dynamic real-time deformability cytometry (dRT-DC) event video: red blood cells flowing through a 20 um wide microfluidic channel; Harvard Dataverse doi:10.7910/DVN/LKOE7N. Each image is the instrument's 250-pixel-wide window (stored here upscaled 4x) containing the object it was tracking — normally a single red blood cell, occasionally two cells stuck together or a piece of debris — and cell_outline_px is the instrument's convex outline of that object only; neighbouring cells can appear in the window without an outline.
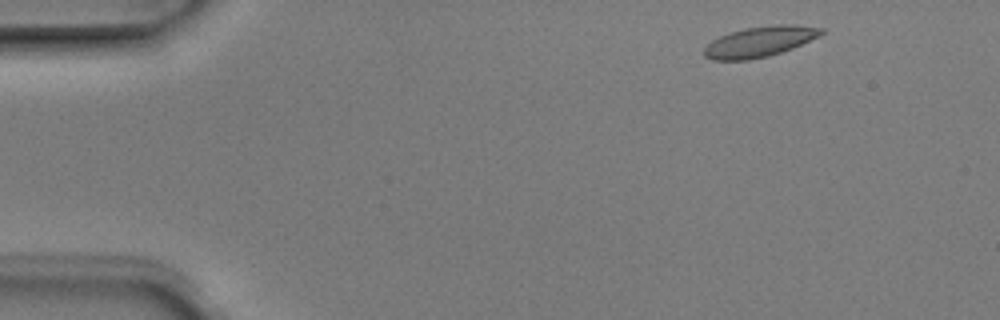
{"species": "Egyptian fruit bat (a non-hibernating species)", "species_latin": "Rousettus aegyptiacus", "temperature_condition": "room temperature", "stored_images_in_passage": 6, "camera_frame_rate_fps": 3000, "um_per_image_px": 0.085, "animal": {"sex": "male"}, "frame": {"image": 1, "passage_image": 1, "time_ms": 0.0, "image_size_px": [1000, 320], "cell_outline_px": [[824, 32], [820, 36], [792, 48], [768, 56], [748, 60], [712, 60], [704, 56], [704, 48], [712, 40], [720, 36], [744, 28], [772, 24], [796, 24], [824, 28]], "centroid_in_image_um": [64.59, 3.53], "position_along_channel_um": 20.4, "area_um2": 20.87}}
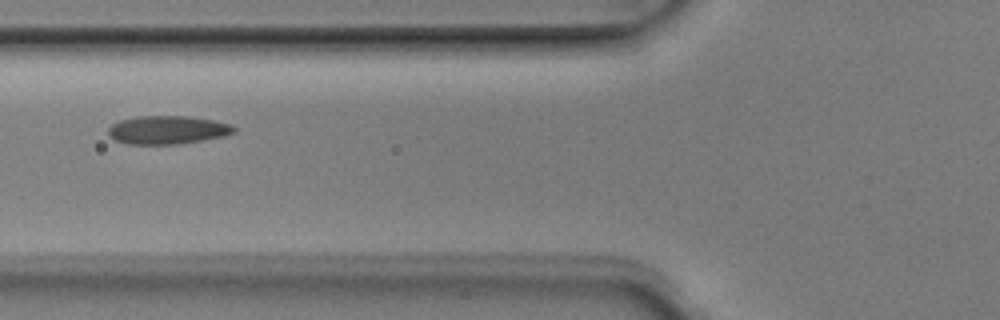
{"frame": {"image": 2, "passage_image": 5, "time_ms": 1.333, "image_size_px": [1000, 320], "cell_outline_px": [[236, 132], [224, 136], [180, 144], [124, 144], [108, 136], [108, 128], [112, 124], [120, 120], [140, 116], [188, 116], [212, 120], [232, 124], [236, 128]], "centroid_in_image_um": [14.24, 11.05], "position_along_channel_um": 111.6, "area_um2": 20.87}}
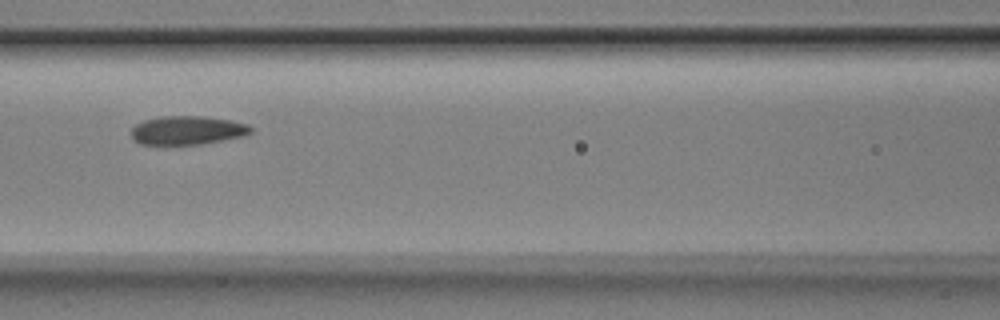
{"frame": {"image": 3, "passage_image": 6, "time_ms": 1.667, "image_size_px": [1000, 320], "cell_outline_px": [[252, 132], [244, 136], [200, 144], [140, 144], [132, 136], [132, 128], [136, 124], [144, 120], [160, 116], [204, 116], [228, 120], [248, 124], [252, 128]], "centroid_in_image_um": [15.94, 11.07], "position_along_channel_um": 150.7, "area_um2": 19.83}}